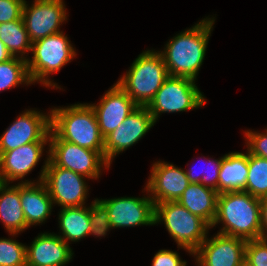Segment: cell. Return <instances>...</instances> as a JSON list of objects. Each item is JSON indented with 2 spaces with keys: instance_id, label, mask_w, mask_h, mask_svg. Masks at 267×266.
Returning a JSON list of instances; mask_svg holds the SVG:
<instances>
[{
  "instance_id": "obj_18",
  "label": "cell",
  "mask_w": 267,
  "mask_h": 266,
  "mask_svg": "<svg viewBox=\"0 0 267 266\" xmlns=\"http://www.w3.org/2000/svg\"><path fill=\"white\" fill-rule=\"evenodd\" d=\"M49 142H32L0 154V183L22 180L38 164Z\"/></svg>"
},
{
  "instance_id": "obj_5",
  "label": "cell",
  "mask_w": 267,
  "mask_h": 266,
  "mask_svg": "<svg viewBox=\"0 0 267 266\" xmlns=\"http://www.w3.org/2000/svg\"><path fill=\"white\" fill-rule=\"evenodd\" d=\"M164 225L178 245L193 255L205 241L211 226L201 217L175 202L155 204V224Z\"/></svg>"
},
{
  "instance_id": "obj_32",
  "label": "cell",
  "mask_w": 267,
  "mask_h": 266,
  "mask_svg": "<svg viewBox=\"0 0 267 266\" xmlns=\"http://www.w3.org/2000/svg\"><path fill=\"white\" fill-rule=\"evenodd\" d=\"M25 0H0V23L19 20Z\"/></svg>"
},
{
  "instance_id": "obj_28",
  "label": "cell",
  "mask_w": 267,
  "mask_h": 266,
  "mask_svg": "<svg viewBox=\"0 0 267 266\" xmlns=\"http://www.w3.org/2000/svg\"><path fill=\"white\" fill-rule=\"evenodd\" d=\"M222 160L223 157H220L219 160L208 158L207 163L208 166L210 164L211 169L209 167H206L207 169L201 168L199 171L200 173H195L193 168L185 170L190 183H201L202 185L212 188L219 193V172Z\"/></svg>"
},
{
  "instance_id": "obj_4",
  "label": "cell",
  "mask_w": 267,
  "mask_h": 266,
  "mask_svg": "<svg viewBox=\"0 0 267 266\" xmlns=\"http://www.w3.org/2000/svg\"><path fill=\"white\" fill-rule=\"evenodd\" d=\"M168 77L167 67L159 51L145 50L116 84L138 106H147Z\"/></svg>"
},
{
  "instance_id": "obj_11",
  "label": "cell",
  "mask_w": 267,
  "mask_h": 266,
  "mask_svg": "<svg viewBox=\"0 0 267 266\" xmlns=\"http://www.w3.org/2000/svg\"><path fill=\"white\" fill-rule=\"evenodd\" d=\"M28 6L25 0L22 18L31 42L56 34L67 20L63 0H34Z\"/></svg>"
},
{
  "instance_id": "obj_24",
  "label": "cell",
  "mask_w": 267,
  "mask_h": 266,
  "mask_svg": "<svg viewBox=\"0 0 267 266\" xmlns=\"http://www.w3.org/2000/svg\"><path fill=\"white\" fill-rule=\"evenodd\" d=\"M0 40L12 57L28 59L25 57L27 56L25 53L31 51L32 42L29 39L22 17L19 20L0 23Z\"/></svg>"
},
{
  "instance_id": "obj_30",
  "label": "cell",
  "mask_w": 267,
  "mask_h": 266,
  "mask_svg": "<svg viewBox=\"0 0 267 266\" xmlns=\"http://www.w3.org/2000/svg\"><path fill=\"white\" fill-rule=\"evenodd\" d=\"M245 263L249 266H267V239L259 238L247 241Z\"/></svg>"
},
{
  "instance_id": "obj_34",
  "label": "cell",
  "mask_w": 267,
  "mask_h": 266,
  "mask_svg": "<svg viewBox=\"0 0 267 266\" xmlns=\"http://www.w3.org/2000/svg\"><path fill=\"white\" fill-rule=\"evenodd\" d=\"M261 238L267 239V197L260 198Z\"/></svg>"
},
{
  "instance_id": "obj_7",
  "label": "cell",
  "mask_w": 267,
  "mask_h": 266,
  "mask_svg": "<svg viewBox=\"0 0 267 266\" xmlns=\"http://www.w3.org/2000/svg\"><path fill=\"white\" fill-rule=\"evenodd\" d=\"M205 102V96L196 86L195 80L169 76L146 108L156 123L161 113L190 111L202 107Z\"/></svg>"
},
{
  "instance_id": "obj_9",
  "label": "cell",
  "mask_w": 267,
  "mask_h": 266,
  "mask_svg": "<svg viewBox=\"0 0 267 266\" xmlns=\"http://www.w3.org/2000/svg\"><path fill=\"white\" fill-rule=\"evenodd\" d=\"M44 163L38 182L44 183L53 204L61 208L84 206L88 196V186L84 181L87 177L56 166L49 157Z\"/></svg>"
},
{
  "instance_id": "obj_20",
  "label": "cell",
  "mask_w": 267,
  "mask_h": 266,
  "mask_svg": "<svg viewBox=\"0 0 267 266\" xmlns=\"http://www.w3.org/2000/svg\"><path fill=\"white\" fill-rule=\"evenodd\" d=\"M218 194L201 183H190L177 202L212 226L217 213Z\"/></svg>"
},
{
  "instance_id": "obj_31",
  "label": "cell",
  "mask_w": 267,
  "mask_h": 266,
  "mask_svg": "<svg viewBox=\"0 0 267 266\" xmlns=\"http://www.w3.org/2000/svg\"><path fill=\"white\" fill-rule=\"evenodd\" d=\"M265 133L245 131L247 139V152L258 157L267 159V129Z\"/></svg>"
},
{
  "instance_id": "obj_35",
  "label": "cell",
  "mask_w": 267,
  "mask_h": 266,
  "mask_svg": "<svg viewBox=\"0 0 267 266\" xmlns=\"http://www.w3.org/2000/svg\"><path fill=\"white\" fill-rule=\"evenodd\" d=\"M12 58L4 43L0 40V63Z\"/></svg>"
},
{
  "instance_id": "obj_3",
  "label": "cell",
  "mask_w": 267,
  "mask_h": 266,
  "mask_svg": "<svg viewBox=\"0 0 267 266\" xmlns=\"http://www.w3.org/2000/svg\"><path fill=\"white\" fill-rule=\"evenodd\" d=\"M51 114V130L61 139L93 151H104L96 114L90 104H74L54 108Z\"/></svg>"
},
{
  "instance_id": "obj_8",
  "label": "cell",
  "mask_w": 267,
  "mask_h": 266,
  "mask_svg": "<svg viewBox=\"0 0 267 266\" xmlns=\"http://www.w3.org/2000/svg\"><path fill=\"white\" fill-rule=\"evenodd\" d=\"M49 159L64 169L72 170L87 179H98L103 168H110L104 158V151H93L77 144L61 140L50 130ZM102 168V169H101Z\"/></svg>"
},
{
  "instance_id": "obj_33",
  "label": "cell",
  "mask_w": 267,
  "mask_h": 266,
  "mask_svg": "<svg viewBox=\"0 0 267 266\" xmlns=\"http://www.w3.org/2000/svg\"><path fill=\"white\" fill-rule=\"evenodd\" d=\"M186 263L177 252L166 249L159 250L152 259V266H186Z\"/></svg>"
},
{
  "instance_id": "obj_26",
  "label": "cell",
  "mask_w": 267,
  "mask_h": 266,
  "mask_svg": "<svg viewBox=\"0 0 267 266\" xmlns=\"http://www.w3.org/2000/svg\"><path fill=\"white\" fill-rule=\"evenodd\" d=\"M22 83H26V85L32 84L25 59L12 57L0 63V92Z\"/></svg>"
},
{
  "instance_id": "obj_21",
  "label": "cell",
  "mask_w": 267,
  "mask_h": 266,
  "mask_svg": "<svg viewBox=\"0 0 267 266\" xmlns=\"http://www.w3.org/2000/svg\"><path fill=\"white\" fill-rule=\"evenodd\" d=\"M0 219L11 236L29 228L20 201V182L12 186L0 183Z\"/></svg>"
},
{
  "instance_id": "obj_23",
  "label": "cell",
  "mask_w": 267,
  "mask_h": 266,
  "mask_svg": "<svg viewBox=\"0 0 267 266\" xmlns=\"http://www.w3.org/2000/svg\"><path fill=\"white\" fill-rule=\"evenodd\" d=\"M59 235L67 244L68 242H78L89 235L90 207H64L59 213Z\"/></svg>"
},
{
  "instance_id": "obj_12",
  "label": "cell",
  "mask_w": 267,
  "mask_h": 266,
  "mask_svg": "<svg viewBox=\"0 0 267 266\" xmlns=\"http://www.w3.org/2000/svg\"><path fill=\"white\" fill-rule=\"evenodd\" d=\"M146 106H138L114 131L104 138V158L111 165L113 158L137 143L154 126Z\"/></svg>"
},
{
  "instance_id": "obj_14",
  "label": "cell",
  "mask_w": 267,
  "mask_h": 266,
  "mask_svg": "<svg viewBox=\"0 0 267 266\" xmlns=\"http://www.w3.org/2000/svg\"><path fill=\"white\" fill-rule=\"evenodd\" d=\"M247 241L239 237L217 234L206 238L193 253L198 266H242Z\"/></svg>"
},
{
  "instance_id": "obj_13",
  "label": "cell",
  "mask_w": 267,
  "mask_h": 266,
  "mask_svg": "<svg viewBox=\"0 0 267 266\" xmlns=\"http://www.w3.org/2000/svg\"><path fill=\"white\" fill-rule=\"evenodd\" d=\"M108 210L112 228L155 225V203L148 196L98 199Z\"/></svg>"
},
{
  "instance_id": "obj_6",
  "label": "cell",
  "mask_w": 267,
  "mask_h": 266,
  "mask_svg": "<svg viewBox=\"0 0 267 266\" xmlns=\"http://www.w3.org/2000/svg\"><path fill=\"white\" fill-rule=\"evenodd\" d=\"M75 51L68 37L62 31L32 42V60L29 58L26 60L32 84L40 82L46 87L52 86V88L60 89L48 77L71 62L70 60L77 55Z\"/></svg>"
},
{
  "instance_id": "obj_16",
  "label": "cell",
  "mask_w": 267,
  "mask_h": 266,
  "mask_svg": "<svg viewBox=\"0 0 267 266\" xmlns=\"http://www.w3.org/2000/svg\"><path fill=\"white\" fill-rule=\"evenodd\" d=\"M96 114L103 138L114 131L138 105L117 84L102 96L97 105L90 104Z\"/></svg>"
},
{
  "instance_id": "obj_27",
  "label": "cell",
  "mask_w": 267,
  "mask_h": 266,
  "mask_svg": "<svg viewBox=\"0 0 267 266\" xmlns=\"http://www.w3.org/2000/svg\"><path fill=\"white\" fill-rule=\"evenodd\" d=\"M0 266H26V245L0 238Z\"/></svg>"
},
{
  "instance_id": "obj_29",
  "label": "cell",
  "mask_w": 267,
  "mask_h": 266,
  "mask_svg": "<svg viewBox=\"0 0 267 266\" xmlns=\"http://www.w3.org/2000/svg\"><path fill=\"white\" fill-rule=\"evenodd\" d=\"M90 205V226L91 230L89 235L102 237L107 234L112 226L109 221V213L106 207L98 200L95 199Z\"/></svg>"
},
{
  "instance_id": "obj_25",
  "label": "cell",
  "mask_w": 267,
  "mask_h": 266,
  "mask_svg": "<svg viewBox=\"0 0 267 266\" xmlns=\"http://www.w3.org/2000/svg\"><path fill=\"white\" fill-rule=\"evenodd\" d=\"M248 167L243 191L257 198L267 197V159L248 153Z\"/></svg>"
},
{
  "instance_id": "obj_10",
  "label": "cell",
  "mask_w": 267,
  "mask_h": 266,
  "mask_svg": "<svg viewBox=\"0 0 267 266\" xmlns=\"http://www.w3.org/2000/svg\"><path fill=\"white\" fill-rule=\"evenodd\" d=\"M51 114L26 110L0 136V154L32 142H49Z\"/></svg>"
},
{
  "instance_id": "obj_17",
  "label": "cell",
  "mask_w": 267,
  "mask_h": 266,
  "mask_svg": "<svg viewBox=\"0 0 267 266\" xmlns=\"http://www.w3.org/2000/svg\"><path fill=\"white\" fill-rule=\"evenodd\" d=\"M26 246V266H64L73 257V251L59 235L41 233Z\"/></svg>"
},
{
  "instance_id": "obj_19",
  "label": "cell",
  "mask_w": 267,
  "mask_h": 266,
  "mask_svg": "<svg viewBox=\"0 0 267 266\" xmlns=\"http://www.w3.org/2000/svg\"><path fill=\"white\" fill-rule=\"evenodd\" d=\"M20 201L28 227L44 223L51 215L53 200L44 183L20 181Z\"/></svg>"
},
{
  "instance_id": "obj_2",
  "label": "cell",
  "mask_w": 267,
  "mask_h": 266,
  "mask_svg": "<svg viewBox=\"0 0 267 266\" xmlns=\"http://www.w3.org/2000/svg\"><path fill=\"white\" fill-rule=\"evenodd\" d=\"M221 222L220 234L246 241L261 238L260 198L244 191L219 193L217 213L211 228Z\"/></svg>"
},
{
  "instance_id": "obj_15",
  "label": "cell",
  "mask_w": 267,
  "mask_h": 266,
  "mask_svg": "<svg viewBox=\"0 0 267 266\" xmlns=\"http://www.w3.org/2000/svg\"><path fill=\"white\" fill-rule=\"evenodd\" d=\"M190 181L183 168H178L167 162L153 163L151 175L146 184L149 197L155 204L175 202L189 186Z\"/></svg>"
},
{
  "instance_id": "obj_22",
  "label": "cell",
  "mask_w": 267,
  "mask_h": 266,
  "mask_svg": "<svg viewBox=\"0 0 267 266\" xmlns=\"http://www.w3.org/2000/svg\"><path fill=\"white\" fill-rule=\"evenodd\" d=\"M248 170V152L225 154L219 172V193L243 191Z\"/></svg>"
},
{
  "instance_id": "obj_1",
  "label": "cell",
  "mask_w": 267,
  "mask_h": 266,
  "mask_svg": "<svg viewBox=\"0 0 267 266\" xmlns=\"http://www.w3.org/2000/svg\"><path fill=\"white\" fill-rule=\"evenodd\" d=\"M215 17L204 18L191 28L178 33L167 44L162 55L169 76L186 77L196 81L201 68Z\"/></svg>"
}]
</instances>
